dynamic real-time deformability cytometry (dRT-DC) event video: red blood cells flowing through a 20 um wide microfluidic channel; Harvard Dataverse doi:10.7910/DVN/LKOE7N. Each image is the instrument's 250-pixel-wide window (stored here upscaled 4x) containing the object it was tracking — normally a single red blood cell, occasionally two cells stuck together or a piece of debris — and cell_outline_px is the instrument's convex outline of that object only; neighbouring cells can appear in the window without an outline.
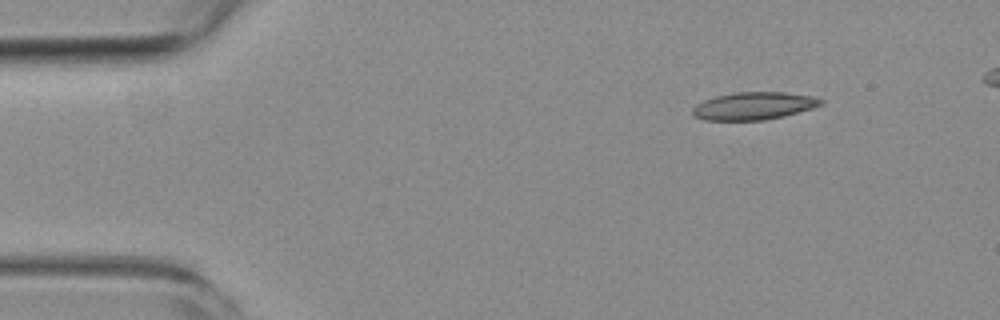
{"species": "common noctule bat (a hibernating species)", "species_latin": "Nyctalus noctula", "temperature_condition": "room temperature", "stored_images_in_passage": 4, "camera_frame_rate_fps": 3000, "um_per_image_px": 0.085, "animal": {"sex": "female", "body_mass_g": 19.3, "forearm_length_mm": 54.1}, "frame": {"image": 1, "passage_image": 1, "time_ms": 0.0, "image_size_px": [1000, 320], "cell_outline_px": [[824, 104], [812, 108], [784, 116], [764, 120], [704, 120], [692, 116], [692, 108], [696, 104], [704, 100], [716, 96], [736, 92], [784, 92], [812, 96], [824, 100]], "centroid_in_image_um": [64.06, 9.0], "position_along_channel_um": 20.9, "area_um2": 20.69}}